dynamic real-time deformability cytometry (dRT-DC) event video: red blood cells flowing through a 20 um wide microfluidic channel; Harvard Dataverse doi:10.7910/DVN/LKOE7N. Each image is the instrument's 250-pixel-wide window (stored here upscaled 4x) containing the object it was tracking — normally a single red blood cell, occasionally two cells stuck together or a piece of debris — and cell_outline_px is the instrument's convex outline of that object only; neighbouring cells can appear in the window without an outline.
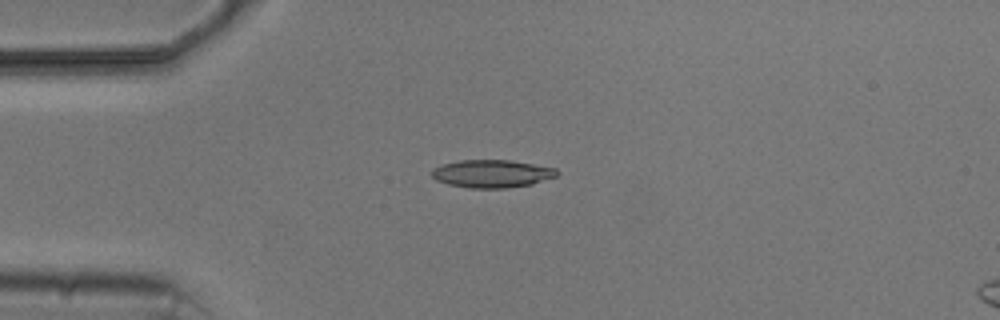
{"species": "common noctule bat (a hibernating species)", "species_latin": "Nyctalus noctula", "temperature_condition": "cold", "stored_images_in_passage": 7, "camera_frame_rate_fps": 3000, "um_per_image_px": 0.085, "animal": {"sex": "male", "body_mass_g": 20.5, "forearm_length_mm": 52.5}, "frame": {"image": 1, "passage_image": 4, "time_ms": 3.667, "image_size_px": [1000, 320], "cell_outline_px": [[560, 172], [556, 176], [532, 184], [504, 188], [468, 188], [448, 184], [436, 180], [432, 176], [432, 168], [444, 164], [460, 160], [508, 160], [556, 168]], "centroid_in_image_um": [41.8, 14.76], "position_along_channel_um": 43.2, "area_um2": 20.17}}
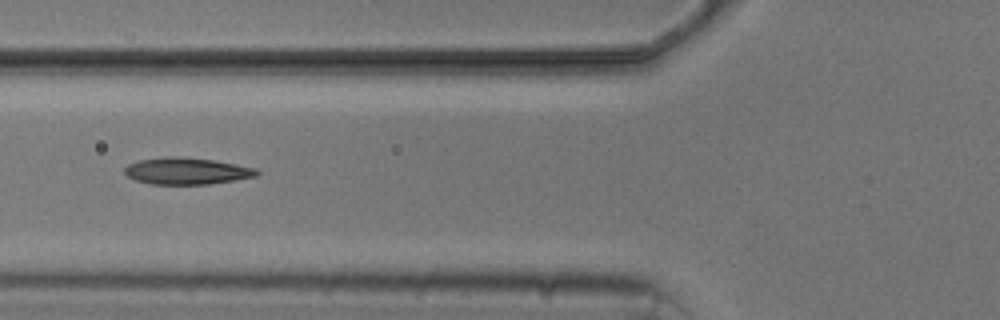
{"frame": {"image": 2, "passage_image": 6, "time_ms": 6.0, "image_size_px": [1000, 320], "cell_outline_px": [[260, 172], [256, 176], [236, 180], [208, 184], [152, 184], [136, 180], [128, 176], [124, 172], [124, 168], [128, 164], [140, 160], [172, 156], [216, 160], [256, 168]], "centroid_in_image_um": [15.89, 14.54], "position_along_channel_um": 109.9, "area_um2": 20.46}}
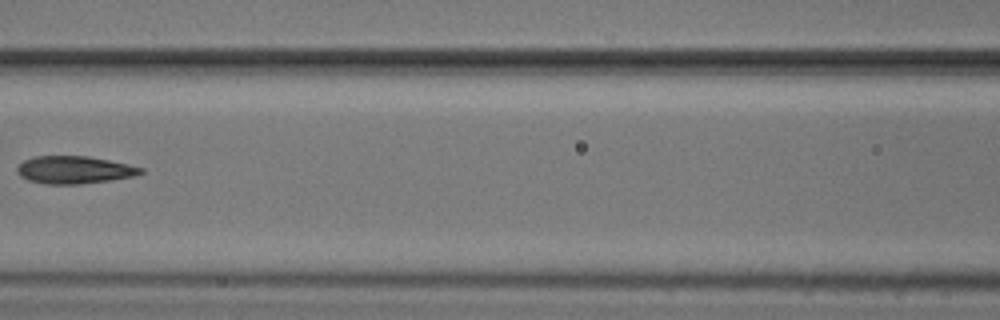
{"frame": {"image": 3, "passage_image": 7, "time_ms": 7.333, "image_size_px": [1000, 320], "cell_outline_px": [[144, 172], [132, 176], [112, 180], [80, 184], [44, 184], [28, 180], [20, 176], [16, 172], [16, 168], [24, 160], [36, 156], [88, 156], [128, 164], [144, 168]], "centroid_in_image_um": [6.3, 14.44], "position_along_channel_um": 160.3, "area_um2": 19.88}}